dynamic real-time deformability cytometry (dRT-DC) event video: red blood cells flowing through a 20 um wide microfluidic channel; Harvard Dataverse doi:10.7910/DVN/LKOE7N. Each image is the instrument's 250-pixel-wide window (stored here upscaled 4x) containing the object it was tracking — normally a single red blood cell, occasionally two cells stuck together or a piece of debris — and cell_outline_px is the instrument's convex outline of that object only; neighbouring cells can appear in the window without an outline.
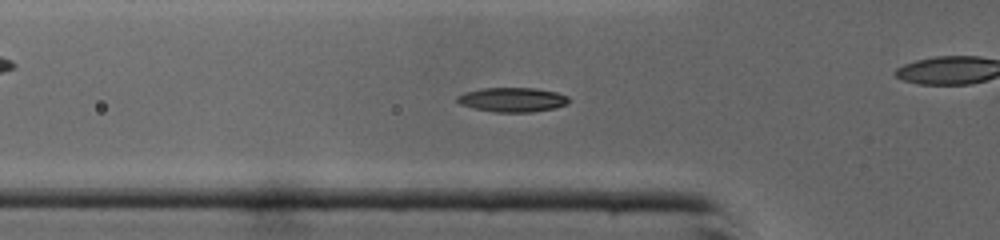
{"species": "common noctule bat (a hibernating species)", "species_latin": "Nyctalus noctula", "temperature_condition": "cold", "stored_images_in_passage": 46, "camera_frame_rate_fps": 3000, "um_per_image_px": 0.085, "animal": {"sex": "male", "body_mass_g": 19.0, "forearm_length_mm": 50.8}, "frame": {"image": 1, "passage_image": 14, "time_ms": 4.333, "image_size_px": [1000, 240], "cell_outline_px": [[568, 104], [552, 108], [532, 112], [496, 112], [476, 108], [460, 104], [456, 100], [456, 96], [464, 92], [480, 88], [536, 88], [556, 92], [568, 96]], "centroid_in_image_um": [43.53, 8.46], "position_along_channel_um": 82.3, "area_um2": 15.78}}
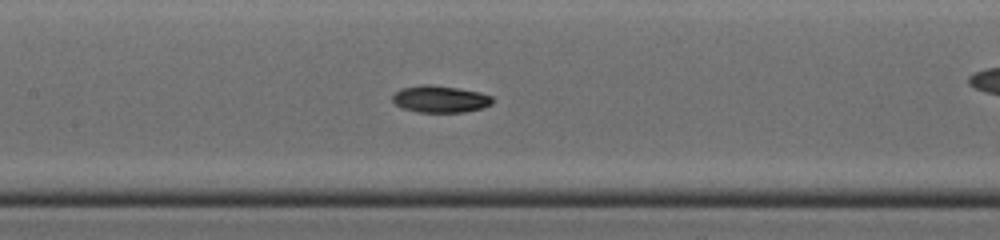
{"frame": {"image": 2, "passage_image": 20, "time_ms": 6.333, "image_size_px": [1000, 240], "cell_outline_px": [[492, 104], [484, 108], [464, 112], [420, 112], [404, 108], [396, 104], [392, 100], [392, 96], [400, 88], [420, 84], [428, 84], [460, 88], [480, 92], [492, 96]], "centroid_in_image_um": [37.43, 8.41], "position_along_channel_um": 170.0, "area_um2": 15.78}}
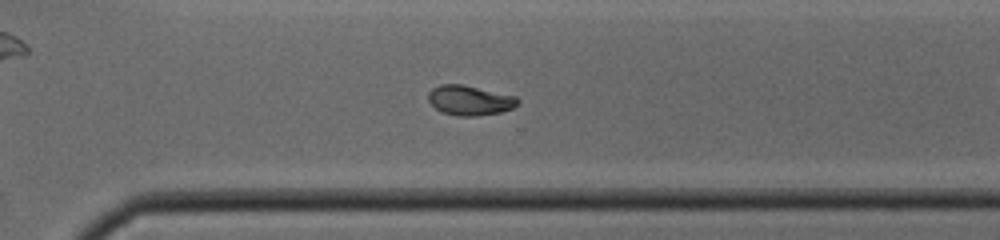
{"frame": {"image": 3, "passage_image": 31, "time_ms": 10.0, "image_size_px": [1000, 240], "cell_outline_px": [[520, 100], [512, 108], [500, 112], [476, 116], [456, 116], [444, 112], [436, 108], [428, 100], [428, 92], [432, 88], [440, 84], [464, 84], [516, 96]], "centroid_in_image_um": [39.92, 8.51], "position_along_channel_um": 330.7, "area_um2": 15.55}, "authors_computed_cell_mechanics": {"area_um2": 15.4904, "velocity_mm_per_s": 4.3744, "shape_relaxation_time_tau1_ms": 6.7871, "shape_relaxation_time_tau2_ms": null, "deformation_change_tau1": 0.198, "deformation_change_tau2": null}}